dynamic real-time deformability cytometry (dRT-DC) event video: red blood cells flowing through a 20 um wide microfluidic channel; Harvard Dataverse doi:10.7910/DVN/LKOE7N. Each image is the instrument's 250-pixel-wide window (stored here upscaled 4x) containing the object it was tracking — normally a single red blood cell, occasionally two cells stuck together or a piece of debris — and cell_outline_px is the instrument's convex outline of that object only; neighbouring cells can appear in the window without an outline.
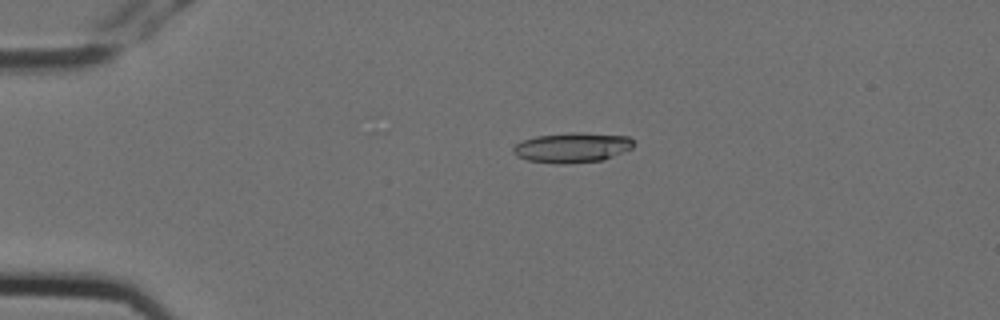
{"species": "Egyptian fruit bat (a non-hibernating species)", "species_latin": "Rousettus aegyptiacus", "temperature_condition": "cold", "stored_images_in_passage": 4, "camera_frame_rate_fps": 3000, "um_per_image_px": 0.085, "animal": {"sex": "female"}, "frame": {"image": 1, "passage_image": 1, "time_ms": 0.0, "image_size_px": [1000, 320], "cell_outline_px": [[632, 148], [604, 160], [564, 164], [560, 164], [528, 160], [516, 156], [512, 152], [512, 148], [520, 140], [536, 136], [572, 132], [580, 132], [628, 136], [632, 140]], "centroid_in_image_um": [48.6, 12.54], "position_along_channel_um": 36.4, "area_um2": 21.1}}
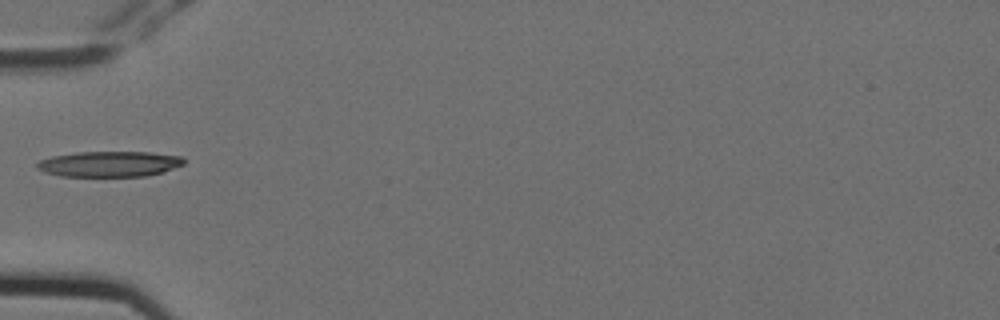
{"frame": {"image": 2, "passage_image": 3, "time_ms": 0.667, "image_size_px": [1000, 320], "cell_outline_px": [[184, 164], [164, 172], [144, 176], [60, 176], [44, 172], [36, 168], [36, 164], [40, 160], [52, 156], [76, 152], [148, 152], [184, 156]], "centroid_in_image_um": [9.31, 13.93], "position_along_channel_um": 75.7, "area_um2": 21.96}}
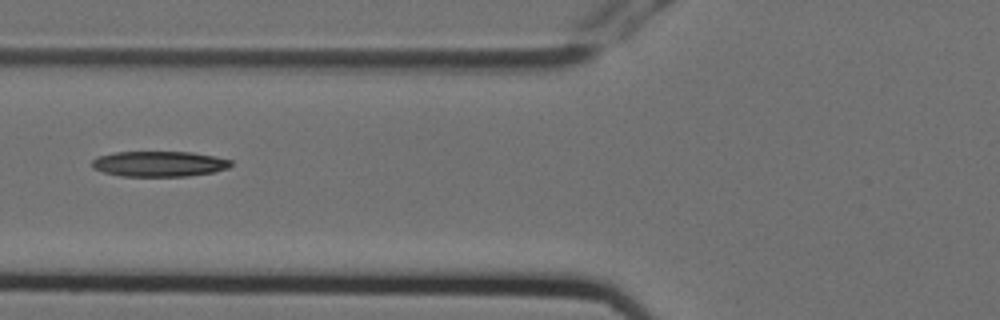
{"frame": {"image": 3, "passage_image": 4, "time_ms": 1.0, "image_size_px": [1000, 320], "cell_outline_px": [[232, 164], [228, 168], [212, 172], [188, 176], [120, 176], [104, 172], [92, 168], [92, 160], [96, 156], [116, 152], [192, 152], [232, 160]], "centroid_in_image_um": [13.5, 13.93], "position_along_channel_um": 112.3, "area_um2": 20.58}}